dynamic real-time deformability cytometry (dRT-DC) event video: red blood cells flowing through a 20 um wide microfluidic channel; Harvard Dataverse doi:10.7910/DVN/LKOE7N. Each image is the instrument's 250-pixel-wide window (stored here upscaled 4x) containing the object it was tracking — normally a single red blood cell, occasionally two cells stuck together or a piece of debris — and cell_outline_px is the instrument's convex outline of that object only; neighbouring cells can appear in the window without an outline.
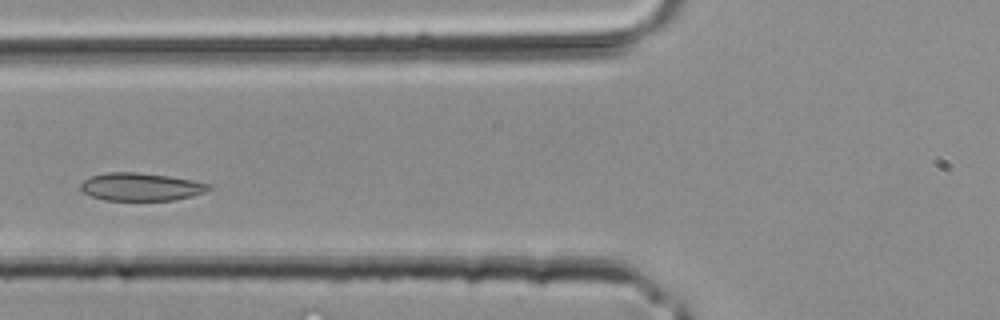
{"species": "common noctule bat (a hibernating species)", "species_latin": "Nyctalus noctula", "temperature_condition": "room temperature", "stored_images_in_passage": 28, "camera_frame_rate_fps": 3000, "um_per_image_px": 0.085, "animal": {"sex": "male", "body_mass_g": 20.4}, "frame": {"image": 1, "passage_image": 9, "time_ms": 2.667, "image_size_px": [1000, 320], "cell_outline_px": [[212, 188], [204, 192], [192, 196], [172, 200], [104, 200], [92, 196], [84, 192], [80, 188], [80, 184], [88, 176], [108, 172], [136, 172], [168, 176], [192, 180], [212, 184]], "centroid_in_image_um": [11.97, 15.87], "position_along_channel_um": 113.8, "area_um2": 20.81}}